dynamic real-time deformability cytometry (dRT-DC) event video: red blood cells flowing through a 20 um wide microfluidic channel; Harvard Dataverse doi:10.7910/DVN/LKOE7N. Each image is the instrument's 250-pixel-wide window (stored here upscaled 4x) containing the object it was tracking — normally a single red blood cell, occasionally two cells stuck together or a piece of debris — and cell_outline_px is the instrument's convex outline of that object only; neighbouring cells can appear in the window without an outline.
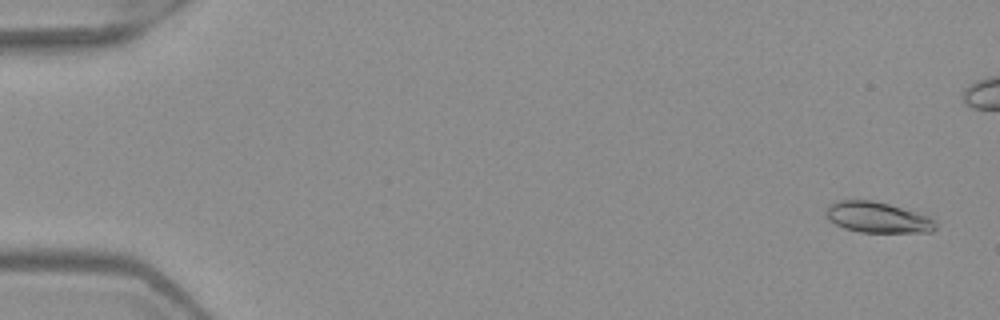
{"species": "Egyptian fruit bat (a non-hibernating species)", "species_latin": "Rousettus aegyptiacus", "temperature_condition": "warm", "stored_images_in_passage": 7, "segment_of_instrument_passage": [1, 2], "camera_frame_rate_fps": 3000, "um_per_image_px": 0.085, "frame": {"image": 1, "passage_image": 1, "time_ms": 0.0, "image_size_px": [1000, 320], "cell_outline_px": [[936, 228], [932, 232], [860, 232], [844, 228], [828, 220], [824, 212], [828, 204], [840, 200], [872, 200], [888, 204], [928, 216], [936, 224]], "centroid_in_image_um": [74.53, 18.48], "position_along_channel_um": 10.5, "area_um2": 19.54}}
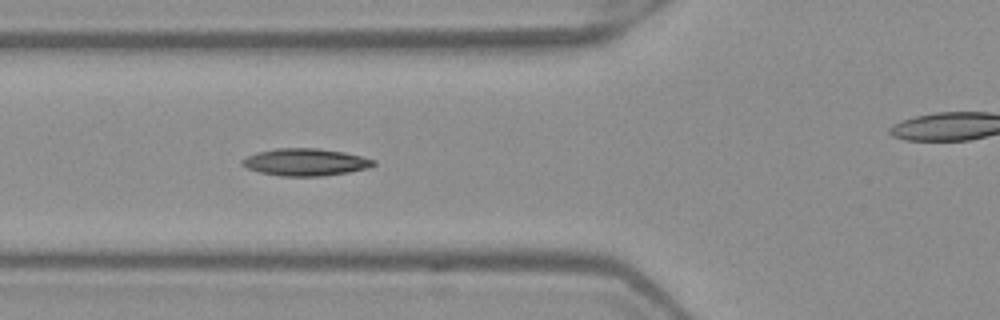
{"frame": {"image": 2, "passage_image": 6, "time_ms": 1.667, "image_size_px": [1000, 320], "cell_outline_px": [[376, 164], [368, 168], [348, 172], [324, 176], [280, 176], [260, 172], [248, 168], [240, 164], [240, 160], [256, 152], [276, 148], [316, 148], [344, 152], [376, 160]], "centroid_in_image_um": [25.95, 13.78], "position_along_channel_um": 99.9, "area_um2": 20.87}}